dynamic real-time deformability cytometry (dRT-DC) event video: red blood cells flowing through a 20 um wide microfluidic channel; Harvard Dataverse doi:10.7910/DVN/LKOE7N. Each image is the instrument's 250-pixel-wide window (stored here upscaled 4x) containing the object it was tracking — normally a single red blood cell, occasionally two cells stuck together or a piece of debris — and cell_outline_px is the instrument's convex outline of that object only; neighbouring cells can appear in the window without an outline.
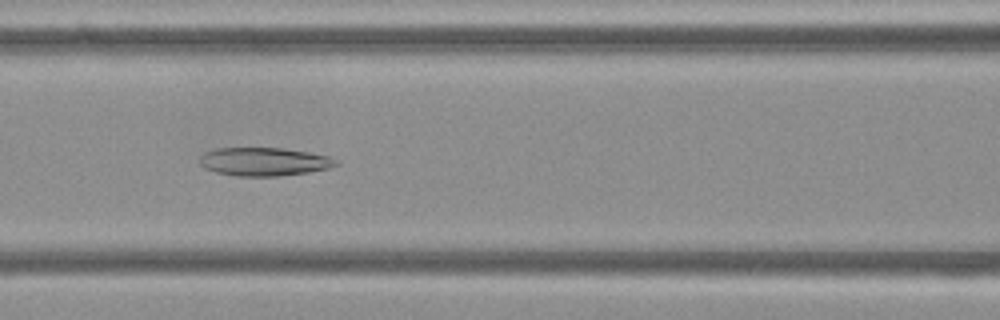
{"species": "Egyptian fruit bat (a non-hibernating species)", "species_latin": "Rousettus aegyptiacus", "temperature_condition": "cold", "stored_images_in_passage": 49, "camera_frame_rate_fps": 3000, "um_per_image_px": 0.085, "frame": {"image": 1, "passage_image": 18, "time_ms": 5.667, "image_size_px": [1000, 320], "cell_outline_px": [[340, 164], [328, 168], [308, 172], [276, 176], [236, 176], [216, 172], [204, 168], [200, 164], [200, 156], [204, 152], [216, 148], [284, 148], [332, 156], [340, 160]], "centroid_in_image_um": [22.48, 13.73], "position_along_channel_um": 144.1, "area_um2": 22.72}}
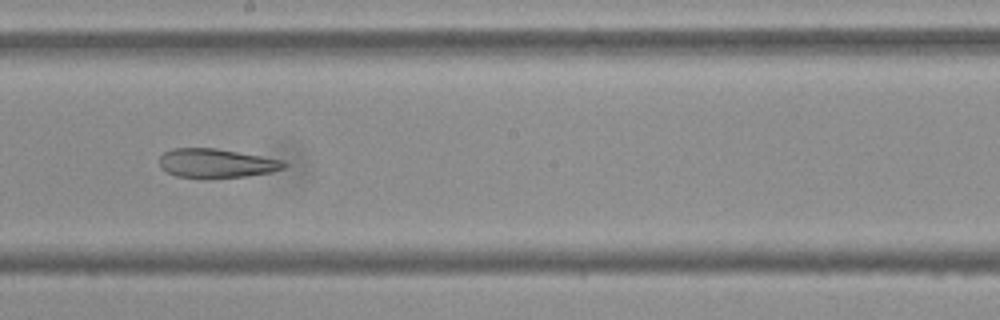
{"frame": {"image": 2, "passage_image": 25, "time_ms": 8.0, "image_size_px": [1000, 320], "cell_outline_px": [[288, 164], [284, 168], [272, 172], [248, 176], [208, 180], [204, 180], [176, 176], [160, 168], [160, 156], [164, 152], [172, 148], [216, 148], [284, 160]], "centroid_in_image_um": [18.39, 13.91], "position_along_channel_um": 229.8, "area_um2": 21.73}}
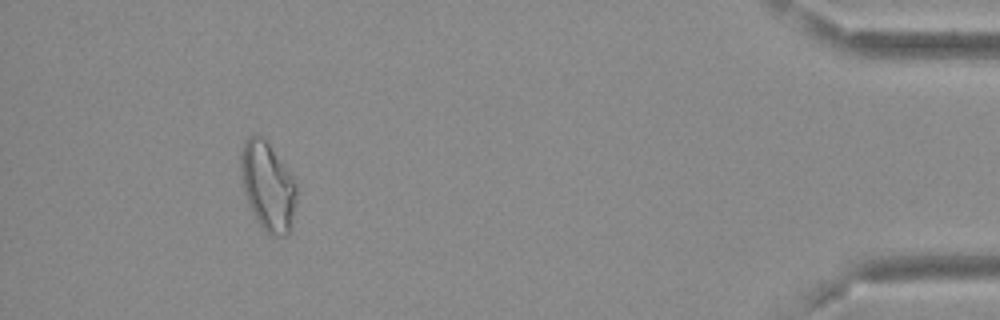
{"frame": {"image": 3, "passage_image": 45, "time_ms": 14.667, "image_size_px": [1000, 320], "cell_outline_px": [[296, 204], [292, 224], [288, 236], [268, 236], [256, 220], [248, 204], [244, 192], [240, 168], [240, 152], [244, 140], [248, 136], [260, 136], [268, 144], [292, 176], [296, 184]], "centroid_in_image_um": [22.75, 15.89], "position_along_channel_um": 412.5, "area_um2": 28.84}, "authors_computed_cell_mechanics": {"area_um2": 25.4898, "velocity_mm_per_s": 3.68, "shape_relaxation_time_tau1_ms": null, "shape_relaxation_time_tau2_ms": 6.9391, "deformation_change_tau1": null, "deformation_change_tau2": 0.1581}}